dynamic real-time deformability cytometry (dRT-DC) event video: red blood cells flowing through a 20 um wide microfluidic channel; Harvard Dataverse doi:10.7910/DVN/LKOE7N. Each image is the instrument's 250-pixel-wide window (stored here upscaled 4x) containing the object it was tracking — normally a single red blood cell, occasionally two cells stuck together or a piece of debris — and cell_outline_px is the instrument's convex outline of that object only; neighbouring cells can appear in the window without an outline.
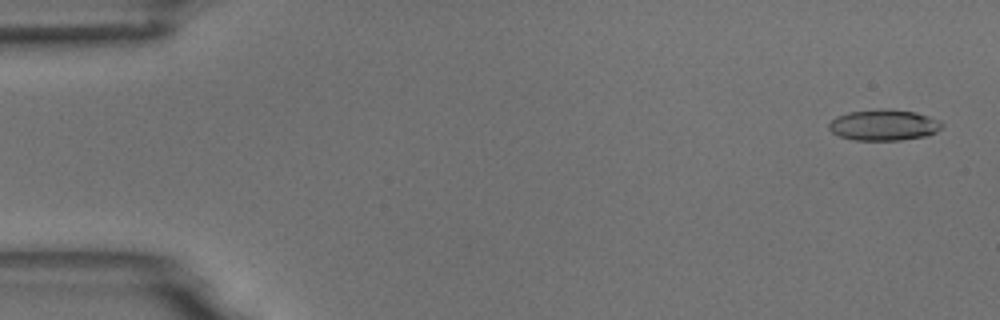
{"species": "common noctule bat (a hibernating species)", "species_latin": "Nyctalus noctula", "temperature_condition": "room temperature", "stored_images_in_passage": 5, "camera_frame_rate_fps": 3000, "um_per_image_px": 0.085, "animal": {"sex": "male", "body_mass_g": 18.8}, "frame": {"image": 1, "passage_image": 1, "time_ms": 0.0, "image_size_px": [1000, 320], "cell_outline_px": [[944, 124], [936, 132], [928, 136], [900, 140], [856, 140], [840, 136], [832, 132], [828, 128], [828, 124], [836, 116], [848, 112], [880, 108], [888, 108], [916, 112], [940, 120]], "centroid_in_image_um": [75.14, 10.61], "position_along_channel_um": 9.9, "area_um2": 20.63}}
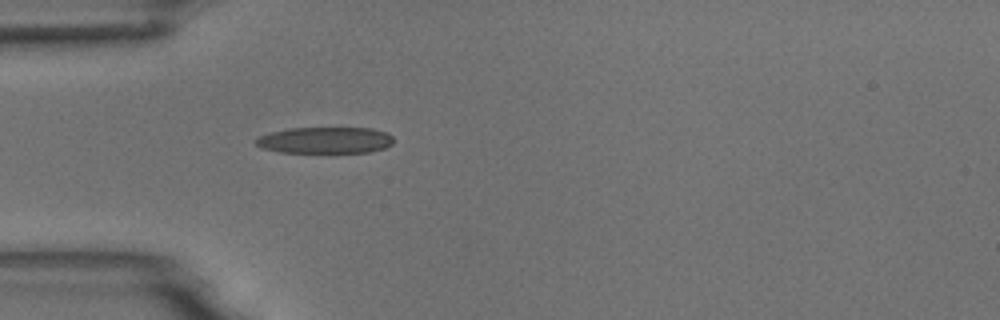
{"frame": {"image": 2, "passage_image": 5, "time_ms": 4.667, "image_size_px": [1000, 320], "cell_outline_px": [[392, 144], [384, 148], [368, 152], [280, 152], [260, 148], [256, 144], [256, 140], [260, 136], [272, 132], [288, 128], [372, 128], [388, 132], [392, 136]], "centroid_in_image_um": [27.65, 11.91], "position_along_channel_um": 57.3, "area_um2": 21.1}}